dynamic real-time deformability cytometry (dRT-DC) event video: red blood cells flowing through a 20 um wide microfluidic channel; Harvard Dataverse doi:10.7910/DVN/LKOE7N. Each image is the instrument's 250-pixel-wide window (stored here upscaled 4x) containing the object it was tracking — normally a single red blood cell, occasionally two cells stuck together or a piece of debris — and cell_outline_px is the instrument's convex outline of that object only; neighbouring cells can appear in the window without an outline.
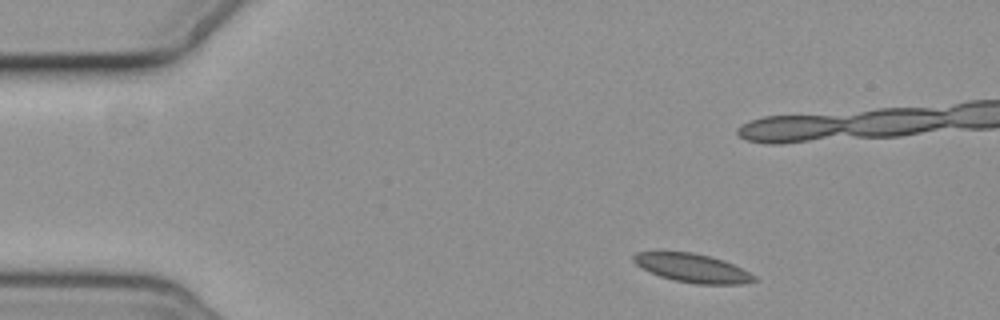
{"species": "common noctule bat (a hibernating species)", "species_latin": "Nyctalus noctula", "temperature_condition": "cold", "stored_images_in_passage": 4, "camera_frame_rate_fps": 3000, "um_per_image_px": 0.085, "animal": {"sex": "female", "body_mass_g": 19.3, "forearm_length_mm": 54.1}, "frame": {"image": 1, "passage_image": 1, "time_ms": 0.0, "image_size_px": [1000, 320], "cell_outline_px": [[756, 280], [744, 284], [696, 284], [676, 280], [660, 276], [640, 268], [632, 260], [632, 256], [636, 252], [660, 248], [692, 252], [724, 260], [756, 276]], "centroid_in_image_um": [58.73, 22.73], "position_along_channel_um": 26.3, "area_um2": 20.75}}